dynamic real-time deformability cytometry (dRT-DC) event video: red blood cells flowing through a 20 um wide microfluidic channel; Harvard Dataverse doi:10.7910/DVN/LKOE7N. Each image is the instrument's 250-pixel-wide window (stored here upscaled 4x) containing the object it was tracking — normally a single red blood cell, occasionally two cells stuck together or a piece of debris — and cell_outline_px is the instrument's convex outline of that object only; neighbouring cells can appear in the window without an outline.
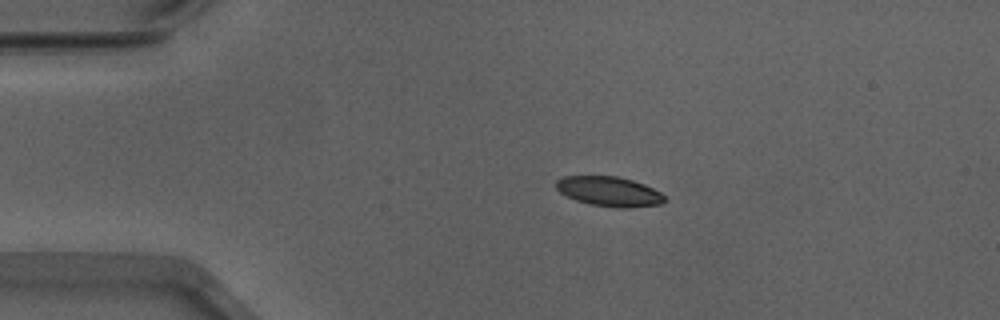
{"species": "Egyptian fruit bat (a non-hibernating species)", "species_latin": "Rousettus aegyptiacus", "temperature_condition": "warm", "stored_images_in_passage": 36, "camera_frame_rate_fps": 3000, "um_per_image_px": 0.085, "animal": {"sex": "male"}, "frame": {"image": 1, "passage_image": 1, "time_ms": 0.0, "image_size_px": [1000, 320], "cell_outline_px": [[668, 200], [660, 204], [628, 208], [616, 208], [588, 204], [576, 200], [560, 192], [556, 188], [556, 180], [564, 176], [620, 176], [644, 184], [660, 192]], "centroid_in_image_um": [51.79, 16.28], "position_along_channel_um": 33.2, "area_um2": 18.9}}
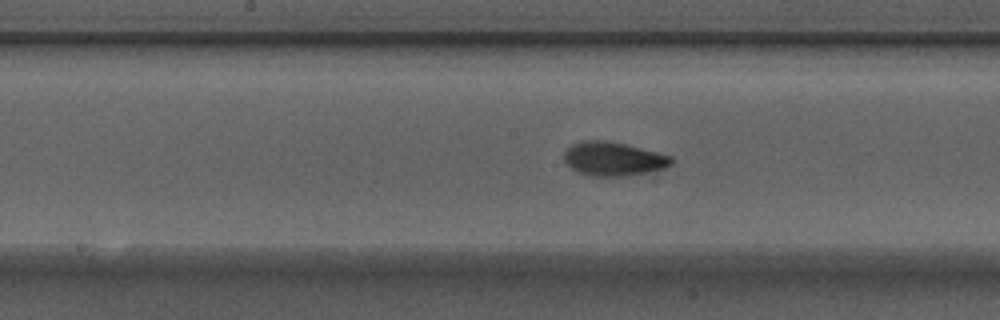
{"frame": {"image": 2, "passage_image": 17, "time_ms": 5.333, "image_size_px": [1000, 320], "cell_outline_px": [[676, 160], [672, 164], [664, 168], [628, 176], [588, 176], [576, 172], [564, 160], [564, 152], [572, 144], [584, 140], [604, 140], [624, 144], [672, 156]], "centroid_in_image_um": [52.13, 13.51], "position_along_channel_um": 196.1, "area_um2": 21.15}}
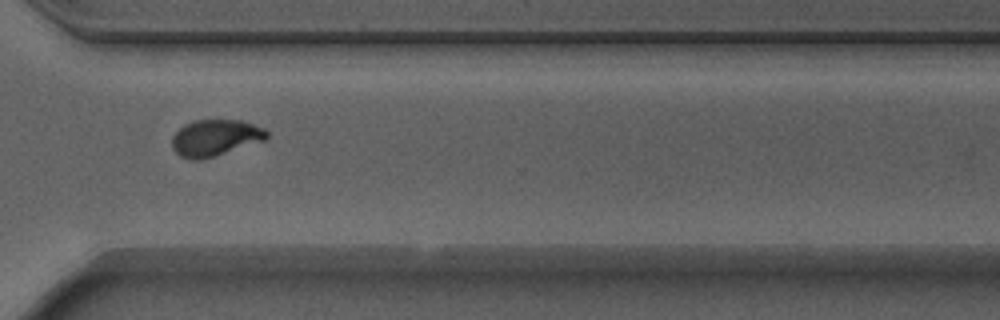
{"frame": {"image": 3, "passage_image": 30, "time_ms": 9.667, "image_size_px": [1000, 320], "cell_outline_px": [[268, 136], [264, 140], [200, 160], [192, 160], [180, 156], [172, 148], [172, 136], [184, 124], [192, 120], [240, 120], [264, 128], [268, 132]], "centroid_in_image_um": [18.25, 11.7], "position_along_channel_um": 352.3, "area_um2": 19.88}, "authors_computed_cell_mechanics": {"area_um2": 20.2589, "velocity_mm_per_s": 3.8886, "shape_relaxation_time_tau1_ms": 2.9674, "shape_relaxation_time_tau2_ms": 1.2184, "deformation_change_tau1": 0.1485, "deformation_change_tau2": 0.0637}}